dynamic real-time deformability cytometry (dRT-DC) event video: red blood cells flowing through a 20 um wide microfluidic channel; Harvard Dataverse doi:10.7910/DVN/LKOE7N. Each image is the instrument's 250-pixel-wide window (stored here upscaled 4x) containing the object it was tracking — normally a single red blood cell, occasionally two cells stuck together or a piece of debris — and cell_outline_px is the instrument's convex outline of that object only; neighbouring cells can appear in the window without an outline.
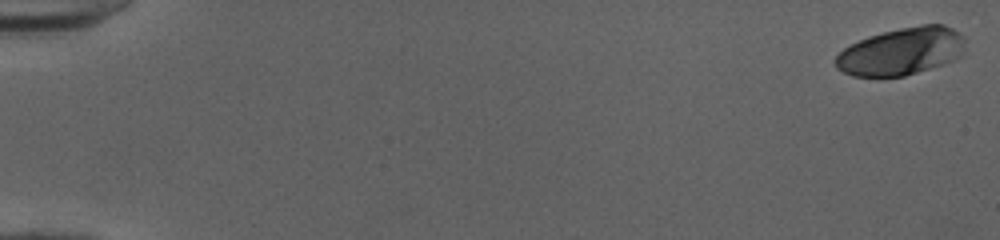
{"species": "human", "species_latin": "Homo sapiens", "temperature_condition": "cold", "stored_images_in_passage": 52, "camera_frame_rate_fps": 3000, "um_per_image_px": 0.085, "donor": {"sex": "female"}, "frame": {"image": 1, "passage_image": 1, "time_ms": 0.0, "image_size_px": [1000, 240], "cell_outline_px": [[964, 56], [956, 60], [904, 76], [852, 76], [836, 68], [836, 56], [844, 48], [868, 36], [900, 28], [920, 24], [944, 24], [952, 28], [964, 36]], "centroid_in_image_um": [76.67, 4.36], "position_along_channel_um": 8.3, "area_um2": 35.89}}
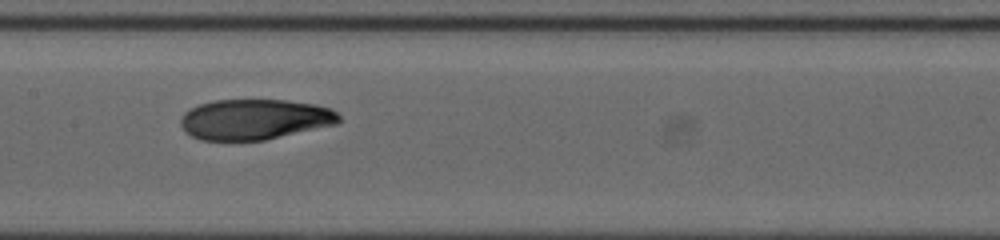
{"frame": {"image": 2, "passage_image": 28, "time_ms": 9.0, "image_size_px": [1000, 240], "cell_outline_px": [[340, 120], [336, 124], [264, 140], [200, 140], [184, 132], [180, 124], [180, 116], [184, 112], [200, 104], [216, 100], [288, 100], [316, 104], [332, 108], [340, 116]], "centroid_in_image_um": [21.63, 10.14], "position_along_channel_um": 185.8, "area_um2": 37.4}}
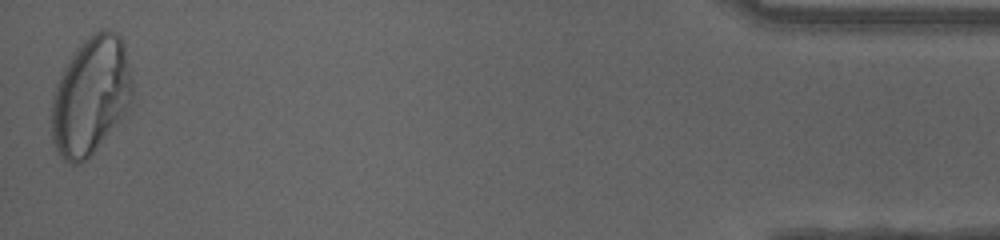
{"frame": {"image": 3, "passage_image": 52, "time_ms": 17.0, "image_size_px": [1000, 240], "cell_outline_px": [[132, 100], [124, 112], [92, 152], [80, 164], [72, 164], [64, 160], [60, 156], [52, 140], [52, 96], [56, 84], [72, 52], [84, 40], [96, 32], [104, 28], [108, 28], [116, 32], [124, 40], [132, 80]], "centroid_in_image_um": [7.7, 8.08], "position_along_channel_um": 427.5, "area_um2": 54.91}, "authors_computed_cell_mechanics": {"area_um2": 38.148, "velocity_mm_per_s": 4.0059, "shape_relaxation_time_tau1_ms": 8.5765, "shape_relaxation_time_tau2_ms": 1.5412, "deformation_change_tau1": 0.2751, "deformation_change_tau2": 0.0579}}